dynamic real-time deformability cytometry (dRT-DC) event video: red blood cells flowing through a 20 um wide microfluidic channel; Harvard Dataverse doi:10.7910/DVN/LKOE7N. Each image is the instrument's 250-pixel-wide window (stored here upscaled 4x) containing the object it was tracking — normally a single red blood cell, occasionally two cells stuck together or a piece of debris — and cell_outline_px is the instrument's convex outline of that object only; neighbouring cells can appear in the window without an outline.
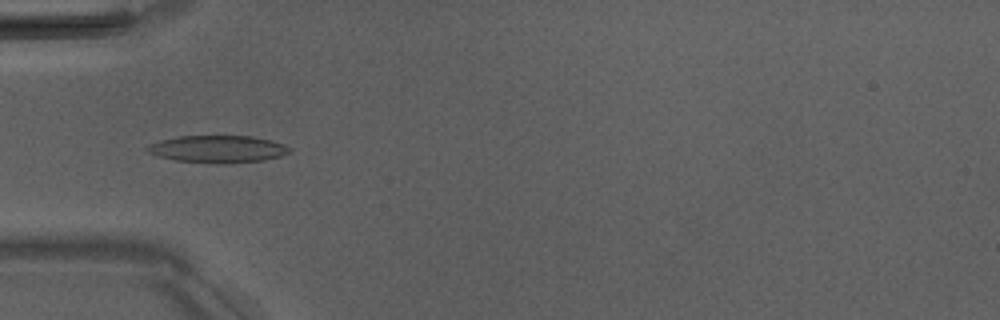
{"species": "Egyptian fruit bat (a non-hibernating species)", "species_latin": "Rousettus aegyptiacus", "temperature_condition": "room temperature", "stored_images_in_passage": 6, "camera_frame_rate_fps": 3000, "um_per_image_px": 0.085, "animal": {"sex": "male"}, "frame": {"image": 1, "passage_image": 5, "time_ms": 4.667, "image_size_px": [1000, 320], "cell_outline_px": [[292, 152], [280, 156], [264, 160], [228, 164], [216, 164], [176, 160], [160, 156], [148, 152], [144, 148], [160, 140], [180, 136], [252, 136], [272, 140], [284, 144], [292, 148]], "centroid_in_image_um": [18.58, 12.67], "position_along_channel_um": 66.4, "area_um2": 22.72}}